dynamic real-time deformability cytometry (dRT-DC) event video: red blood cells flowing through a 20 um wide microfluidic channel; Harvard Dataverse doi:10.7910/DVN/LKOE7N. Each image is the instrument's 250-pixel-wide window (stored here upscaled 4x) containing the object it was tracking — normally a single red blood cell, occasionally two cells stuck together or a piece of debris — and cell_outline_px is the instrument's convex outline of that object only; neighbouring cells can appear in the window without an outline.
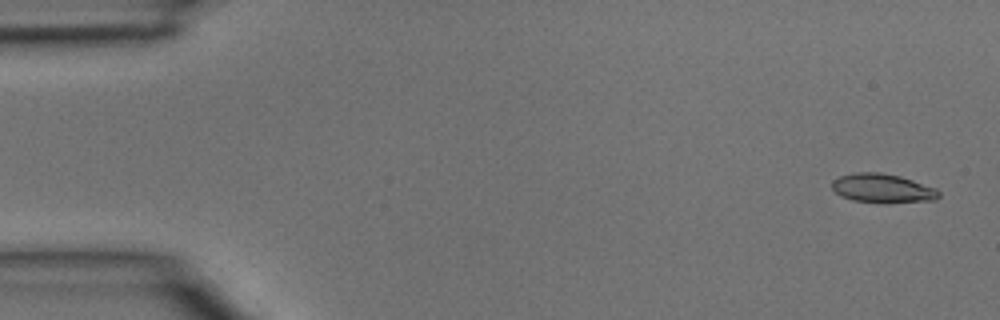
{"species": "common noctule bat (a hibernating species)", "species_latin": "Nyctalus noctula", "temperature_condition": "room temperature", "stored_images_in_passage": 4, "camera_frame_rate_fps": 3000, "um_per_image_px": 0.085, "animal": {"sex": "male", "body_mass_g": 15.6}, "frame": {"image": 1, "passage_image": 1, "time_ms": 0.0, "image_size_px": [1000, 320], "cell_outline_px": [[940, 196], [936, 200], [888, 204], [852, 200], [840, 196], [832, 188], [832, 180], [840, 176], [856, 172], [880, 172], [900, 176], [936, 188], [940, 192]], "centroid_in_image_um": [75.03, 16.02], "position_along_channel_um": 10.0, "area_um2": 18.38}}
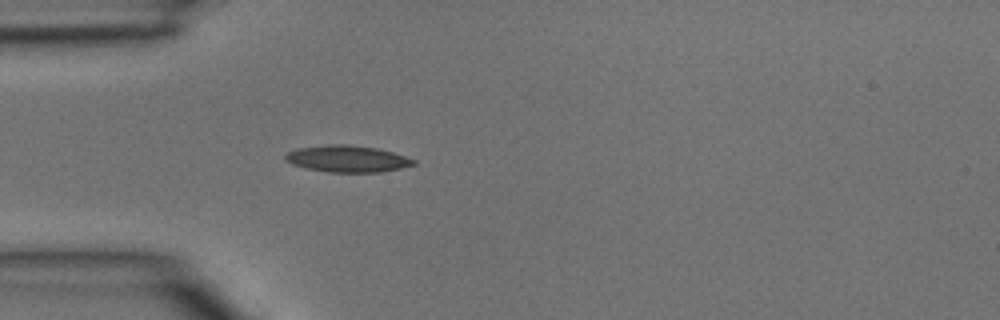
{"frame": {"image": 2, "passage_image": 4, "time_ms": 1.0, "image_size_px": [1000, 320], "cell_outline_px": [[416, 164], [400, 168], [380, 172], [328, 172], [304, 168], [292, 164], [284, 160], [284, 156], [288, 152], [296, 148], [328, 144], [348, 144], [376, 148], [392, 152], [416, 160]], "centroid_in_image_um": [29.48, 13.49], "position_along_channel_um": 55.5, "area_um2": 20.0}}